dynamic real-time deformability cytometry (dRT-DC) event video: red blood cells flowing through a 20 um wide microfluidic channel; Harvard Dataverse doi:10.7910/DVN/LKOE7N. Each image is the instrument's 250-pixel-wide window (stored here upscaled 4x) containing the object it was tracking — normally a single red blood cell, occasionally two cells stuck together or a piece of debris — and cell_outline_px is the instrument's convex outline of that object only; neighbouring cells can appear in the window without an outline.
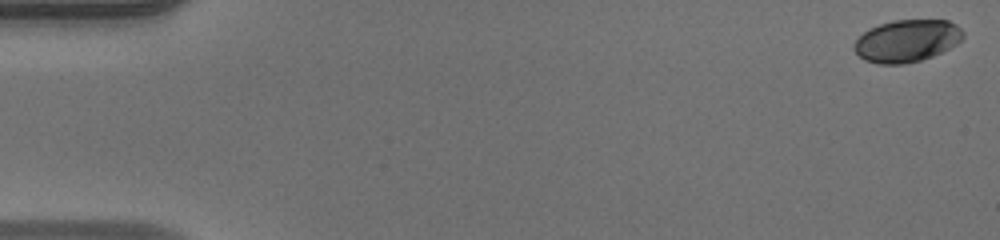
{"species": "human", "species_latin": "Homo sapiens", "temperature_condition": "warm", "stored_images_in_passage": 52, "camera_frame_rate_fps": 3000, "um_per_image_px": 0.085, "donor": {"sex": "male"}, "frame": {"image": 1, "passage_image": 1, "time_ms": 0.0, "image_size_px": [1000, 240], "cell_outline_px": [[964, 36], [956, 44], [932, 56], [920, 60], [904, 64], [880, 64], [864, 60], [852, 48], [852, 44], [868, 28], [892, 20], [948, 20], [956, 24], [964, 32]], "centroid_in_image_um": [77.06, 3.46], "position_along_channel_um": 7.9, "area_um2": 26.82}}
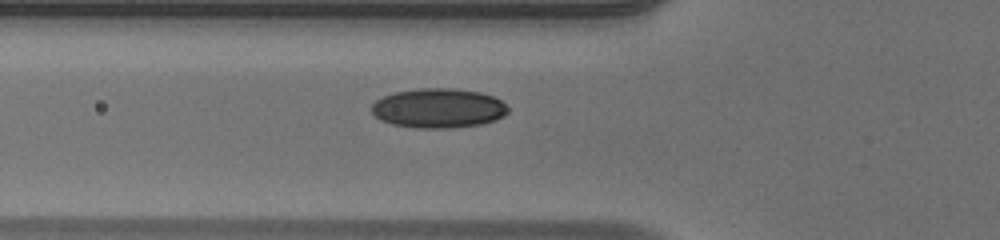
{"frame": {"image": 2, "passage_image": 19, "time_ms": 6.0, "image_size_px": [1000, 240], "cell_outline_px": [[508, 112], [504, 116], [496, 120], [480, 124], [452, 128], [416, 128], [392, 124], [380, 120], [372, 112], [372, 104], [376, 100], [384, 96], [396, 92], [420, 88], [452, 88], [480, 92], [492, 96], [500, 100], [508, 108]], "centroid_in_image_um": [37.27, 9.2], "position_along_channel_um": 88.5, "area_um2": 31.39}}
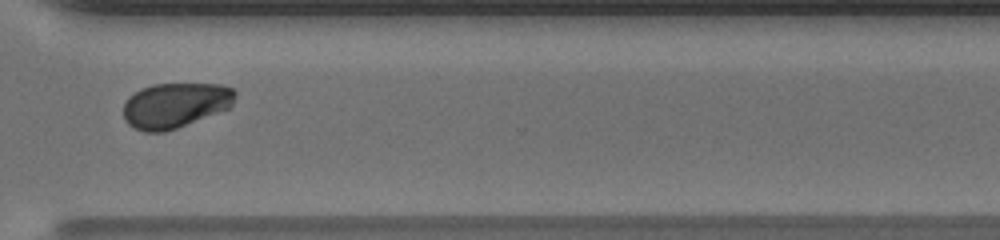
{"frame": {"image": 3, "passage_image": 39, "time_ms": 12.667, "image_size_px": [1000, 240], "cell_outline_px": [[236, 96], [232, 104], [228, 108], [176, 128], [164, 132], [144, 132], [128, 124], [124, 120], [124, 104], [128, 96], [152, 84], [220, 84], [232, 88], [236, 92]], "centroid_in_image_um": [14.88, 8.94], "position_along_channel_um": 355.7, "area_um2": 29.13}, "authors_computed_cell_mechanics": {"area_um2": 29.3335, "velocity_mm_per_s": 4.0012, "shape_relaxation_time_tau1_ms": 4.8394, "shape_relaxation_time_tau2_ms": null, "deformation_change_tau1": 0.1077, "deformation_change_tau2": null}}